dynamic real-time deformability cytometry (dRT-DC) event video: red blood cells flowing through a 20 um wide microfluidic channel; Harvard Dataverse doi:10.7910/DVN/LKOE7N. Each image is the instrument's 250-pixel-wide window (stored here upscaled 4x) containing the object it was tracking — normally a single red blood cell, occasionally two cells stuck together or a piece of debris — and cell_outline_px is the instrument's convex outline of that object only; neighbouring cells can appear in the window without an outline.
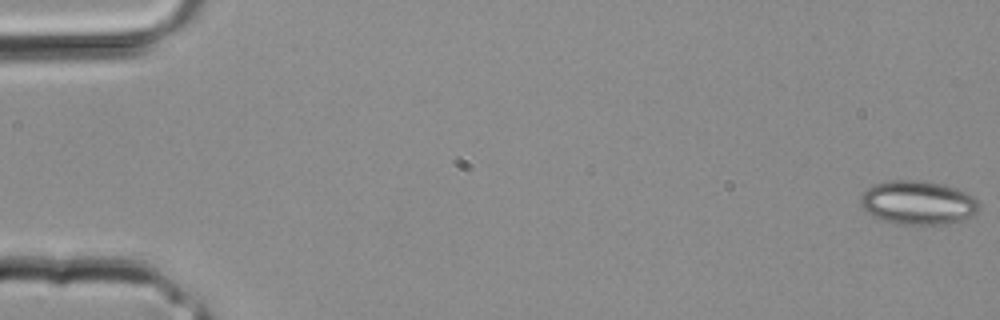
{"species": "common noctule bat (a hibernating species)", "species_latin": "Nyctalus noctula", "temperature_condition": "room temperature", "stored_images_in_passage": 4, "segment_of_instrument_passage": [1, 2], "camera_frame_rate_fps": 3000, "um_per_image_px": 0.085, "animal": {"sex": "male", "body_mass_g": 20.4}, "frame": {"image": 1, "passage_image": 1, "time_ms": 0.0, "image_size_px": [1000, 320], "cell_outline_px": [[980, 208], [976, 212], [964, 220], [948, 224], [896, 224], [872, 216], [860, 204], [860, 196], [868, 188], [876, 184], [892, 180], [920, 180], [944, 184], [956, 188], [976, 196], [980, 200]], "centroid_in_image_um": [78.08, 17.22], "position_along_channel_um": 6.9, "area_um2": 30.52}}
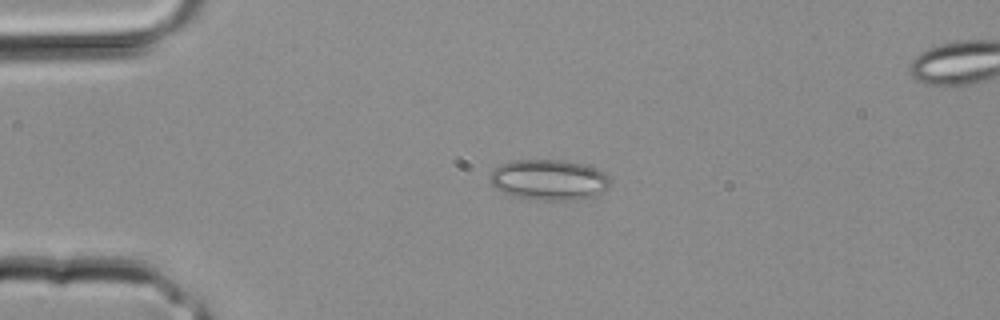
{"frame": {"image": 2, "passage_image": 3, "time_ms": 0.667, "image_size_px": [1000, 320], "cell_outline_px": [[612, 180], [608, 188], [584, 200], [528, 200], [504, 192], [496, 188], [488, 180], [492, 172], [500, 164], [508, 160], [564, 160], [584, 164], [604, 172]], "centroid_in_image_um": [46.67, 15.29], "position_along_channel_um": 38.3, "area_um2": 28.73}}